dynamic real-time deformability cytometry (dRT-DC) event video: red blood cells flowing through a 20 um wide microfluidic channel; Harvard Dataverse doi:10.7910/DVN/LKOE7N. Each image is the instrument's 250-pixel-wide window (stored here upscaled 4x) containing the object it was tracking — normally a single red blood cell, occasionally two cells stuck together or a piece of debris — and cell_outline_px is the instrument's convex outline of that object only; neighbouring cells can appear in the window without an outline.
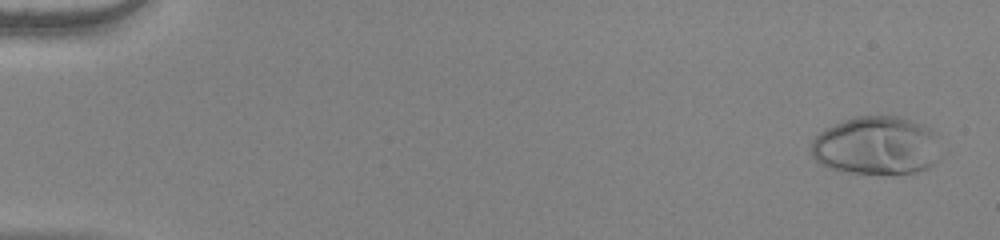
{"species": "human", "species_latin": "Homo sapiens", "temperature_condition": "warm", "stored_images_in_passage": 53, "camera_frame_rate_fps": 3000, "um_per_image_px": 0.085, "donor": {"sex": "female"}, "frame": {"image": 1, "passage_image": 1, "time_ms": 0.0, "image_size_px": [1000, 240], "cell_outline_px": [[940, 132], [936, 160], [928, 168], [916, 172], [848, 172], [832, 168], [820, 164], [812, 156], [812, 140], [824, 128], [844, 120], [856, 116], [896, 116], [920, 124]], "centroid_in_image_um": [74.5, 12.35], "position_along_channel_um": 10.5, "area_um2": 43.64}}
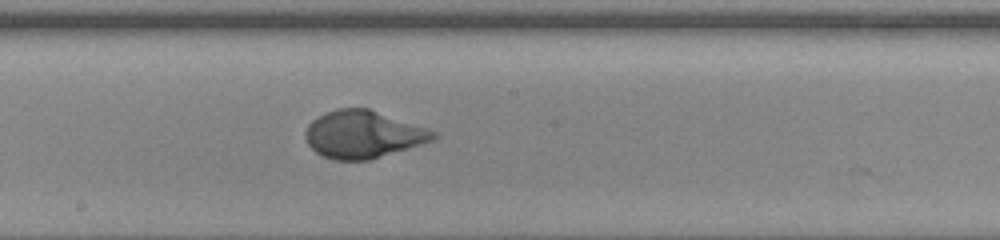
{"frame": {"image": 2, "passage_image": 30, "time_ms": 9.667, "image_size_px": [1000, 240], "cell_outline_px": [[440, 136], [432, 140], [372, 160], [336, 160], [324, 156], [316, 152], [308, 144], [304, 136], [304, 132], [308, 124], [312, 120], [336, 108], [368, 108], [440, 132]], "centroid_in_image_um": [30.89, 11.42], "position_along_channel_um": 217.3, "area_um2": 35.43}}
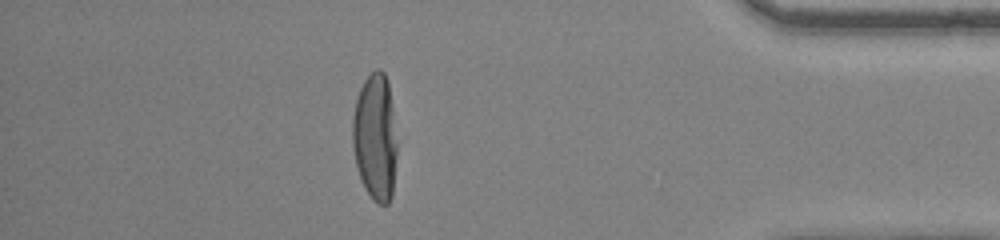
{"frame": {"image": 3, "passage_image": 47, "time_ms": 15.333, "image_size_px": [1000, 240], "cell_outline_px": [[396, 156], [392, 196], [388, 204], [376, 204], [372, 200], [364, 188], [360, 180], [352, 148], [352, 120], [356, 100], [360, 88], [364, 80], [376, 68], [380, 68], [384, 72], [388, 80], [392, 108], [396, 144]], "centroid_in_image_um": [31.87, 11.69], "position_along_channel_um": 403.3, "area_um2": 33.12}, "authors_computed_cell_mechanics": {"area_um2": 35.7782, "velocity_mm_per_s": 3.8762, "shape_relaxation_time_tau1_ms": 3.5629, "shape_relaxation_time_tau2_ms": null, "deformation_change_tau1": 0.2469, "deformation_change_tau2": null}}